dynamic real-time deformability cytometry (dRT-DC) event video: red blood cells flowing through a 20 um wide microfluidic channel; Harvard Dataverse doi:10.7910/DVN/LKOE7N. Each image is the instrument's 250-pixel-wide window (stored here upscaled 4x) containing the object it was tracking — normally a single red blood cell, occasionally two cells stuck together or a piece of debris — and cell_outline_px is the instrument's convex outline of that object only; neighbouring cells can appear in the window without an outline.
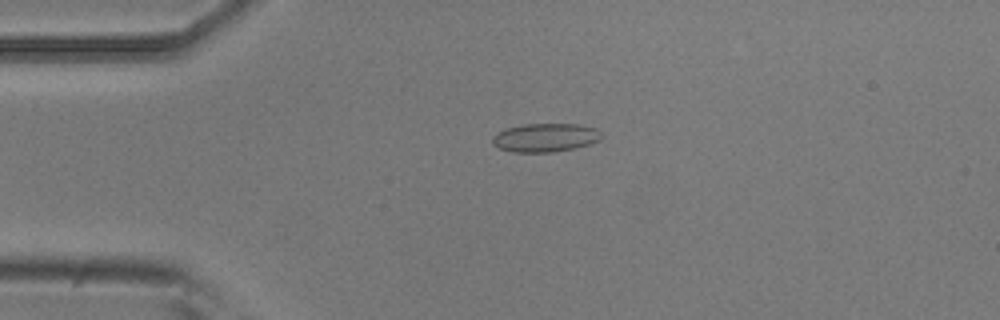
{"species": "common noctule bat (a hibernating species)", "species_latin": "Nyctalus noctula", "temperature_condition": "room temperature", "stored_images_in_passage": 49, "camera_frame_rate_fps": 3000, "um_per_image_px": 0.085, "animal": {"sex": "male", "body_mass_g": 20.5, "forearm_length_mm": 52.5}, "frame": {"image": 1, "passage_image": 10, "time_ms": 3.0, "image_size_px": [1000, 320], "cell_outline_px": [[604, 136], [600, 140], [588, 144], [572, 148], [552, 152], [512, 152], [500, 148], [492, 144], [492, 136], [504, 128], [524, 124], [580, 124], [596, 128]], "centroid_in_image_um": [46.34, 11.68], "position_along_channel_um": 38.7, "area_um2": 18.21}}
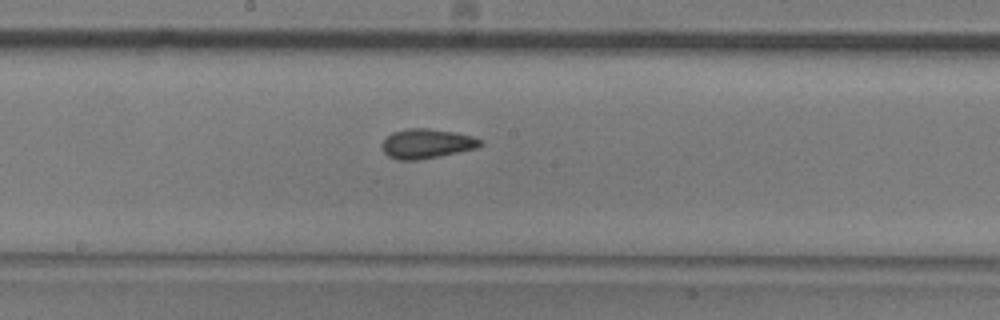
{"frame": {"image": 2, "passage_image": 26, "time_ms": 8.333, "image_size_px": [1000, 320], "cell_outline_px": [[484, 144], [476, 148], [416, 160], [396, 160], [388, 156], [384, 152], [384, 140], [392, 132], [408, 128], [428, 128], [452, 132], [472, 136], [484, 140]], "centroid_in_image_um": [36.29, 12.2], "position_along_channel_um": 211.9, "area_um2": 16.65}}
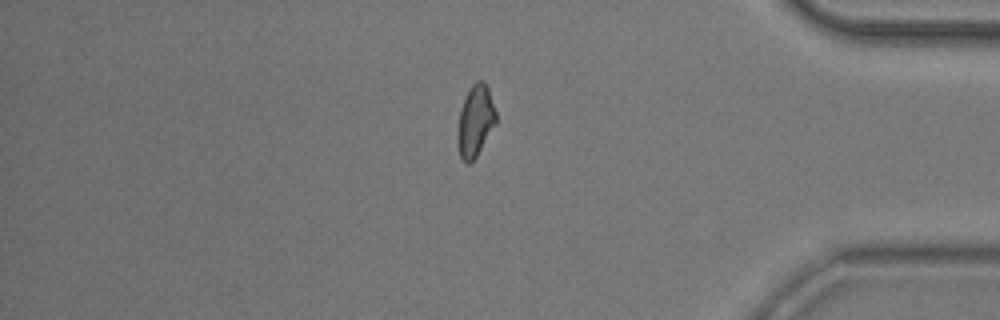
{"frame": {"image": 3, "passage_image": 43, "time_ms": 14.0, "image_size_px": [1000, 320], "cell_outline_px": [[496, 124], [476, 156], [468, 164], [460, 156], [456, 144], [456, 132], [460, 112], [468, 88], [476, 80], [484, 80], [488, 88], [496, 112]], "centroid_in_image_um": [40.39, 10.26], "position_along_channel_um": 394.8, "area_um2": 16.07}, "authors_computed_cell_mechanics": {"area_um2": 16.473, "velocity_mm_per_s": 3.7458, "shape_relaxation_time_tau1_ms": null, "shape_relaxation_time_tau2_ms": 1.5839, "deformation_change_tau1": null, "deformation_change_tau2": 0.0703}}